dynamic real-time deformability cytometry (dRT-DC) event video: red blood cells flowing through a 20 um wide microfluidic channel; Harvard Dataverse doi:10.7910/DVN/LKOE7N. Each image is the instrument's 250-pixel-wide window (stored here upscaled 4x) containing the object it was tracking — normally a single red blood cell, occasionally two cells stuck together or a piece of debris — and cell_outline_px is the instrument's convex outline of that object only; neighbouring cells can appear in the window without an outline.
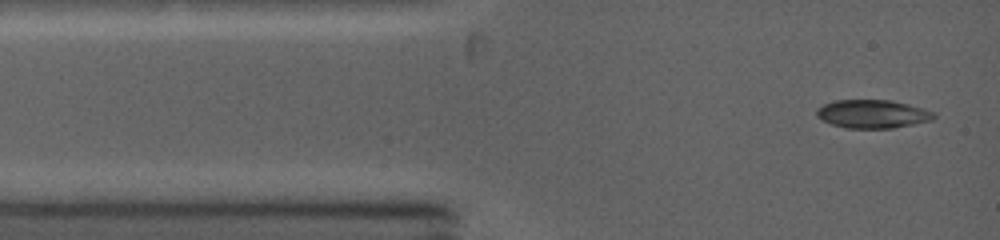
{"species": "common noctule bat (a hibernating species)", "species_latin": "Nyctalus noctula", "temperature_condition": "warm", "stored_images_in_passage": 36, "camera_frame_rate_fps": 5000, "um_per_image_px": 0.085, "animal": {"sex": "female", "body_mass_g": 19.0, "forearm_length_mm": 53.3}, "frame": {"image": 1, "passage_image": 1, "time_ms": 0.0, "image_size_px": [1000, 240], "cell_outline_px": [[936, 116], [932, 120], [892, 128], [844, 128], [832, 124], [816, 116], [816, 108], [824, 104], [836, 100], [892, 100], [908, 104], [936, 112]], "centroid_in_image_um": [74.17, 9.68], "position_along_channel_um": 10.8, "area_um2": 19.36}}
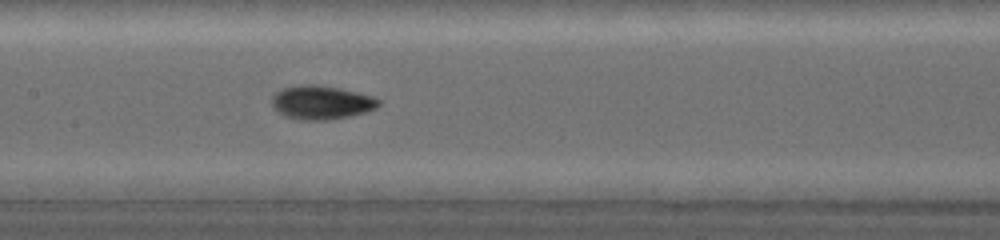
{"frame": {"image": 2, "passage_image": 13, "time_ms": 5.0, "image_size_px": [1000, 240], "cell_outline_px": [[380, 104], [376, 108], [364, 112], [348, 116], [328, 120], [296, 120], [284, 116], [272, 108], [272, 96], [276, 92], [284, 88], [304, 84], [312, 84], [336, 88], [356, 92], [372, 96], [380, 100]], "centroid_in_image_um": [27.27, 8.72], "position_along_channel_um": 180.1, "area_um2": 20.87}}
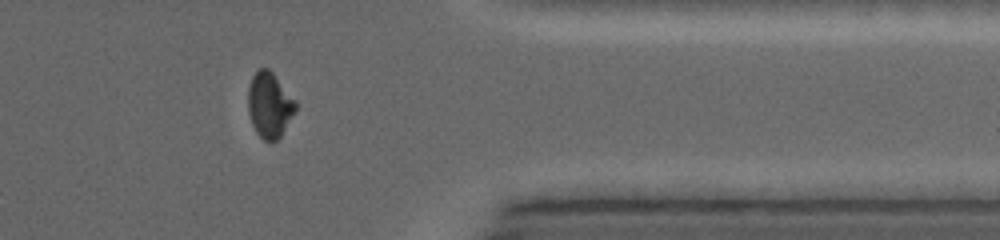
{"frame": {"image": 3, "passage_image": 32, "time_ms": 10.2, "image_size_px": [1000, 240], "cell_outline_px": [[296, 112], [280, 136], [272, 144], [264, 140], [256, 132], [252, 124], [248, 112], [248, 88], [252, 76], [260, 68], [268, 68], [272, 72], [296, 100]], "centroid_in_image_um": [22.91, 8.94], "position_along_channel_um": 388.5, "area_um2": 18.21}}